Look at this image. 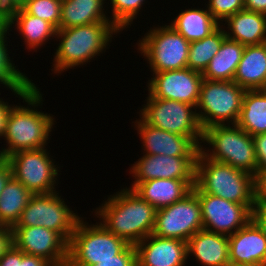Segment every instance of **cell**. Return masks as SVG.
Returning <instances> with one entry per match:
<instances>
[{
	"instance_id": "6da1fadb",
	"label": "cell",
	"mask_w": 266,
	"mask_h": 266,
	"mask_svg": "<svg viewBox=\"0 0 266 266\" xmlns=\"http://www.w3.org/2000/svg\"><path fill=\"white\" fill-rule=\"evenodd\" d=\"M156 211L133 189L125 187L108 196L94 214L108 231L135 245L153 233Z\"/></svg>"
},
{
	"instance_id": "7a4b0ae2",
	"label": "cell",
	"mask_w": 266,
	"mask_h": 266,
	"mask_svg": "<svg viewBox=\"0 0 266 266\" xmlns=\"http://www.w3.org/2000/svg\"><path fill=\"white\" fill-rule=\"evenodd\" d=\"M42 95L40 88L35 85L21 98L27 106H12L2 137L6 147L0 150L1 158H7L17 151L42 149L48 145L56 121L54 115L37 110L44 102Z\"/></svg>"
},
{
	"instance_id": "3957f363",
	"label": "cell",
	"mask_w": 266,
	"mask_h": 266,
	"mask_svg": "<svg viewBox=\"0 0 266 266\" xmlns=\"http://www.w3.org/2000/svg\"><path fill=\"white\" fill-rule=\"evenodd\" d=\"M119 33L121 31L112 22H97L57 29L55 40H60L53 55V68L50 70L60 75L68 69L90 63L91 60L106 52L110 46L109 43L115 37L113 35Z\"/></svg>"
},
{
	"instance_id": "277c9868",
	"label": "cell",
	"mask_w": 266,
	"mask_h": 266,
	"mask_svg": "<svg viewBox=\"0 0 266 266\" xmlns=\"http://www.w3.org/2000/svg\"><path fill=\"white\" fill-rule=\"evenodd\" d=\"M195 185L204 193L245 204L251 210L257 201L255 176L231 165L210 160L201 151L196 160Z\"/></svg>"
},
{
	"instance_id": "5b68a950",
	"label": "cell",
	"mask_w": 266,
	"mask_h": 266,
	"mask_svg": "<svg viewBox=\"0 0 266 266\" xmlns=\"http://www.w3.org/2000/svg\"><path fill=\"white\" fill-rule=\"evenodd\" d=\"M202 142L209 146H200V151L207 158L231 165L256 178L257 158L253 138L237 124L213 125L204 129Z\"/></svg>"
},
{
	"instance_id": "8992f818",
	"label": "cell",
	"mask_w": 266,
	"mask_h": 266,
	"mask_svg": "<svg viewBox=\"0 0 266 266\" xmlns=\"http://www.w3.org/2000/svg\"><path fill=\"white\" fill-rule=\"evenodd\" d=\"M84 222L81 217L68 244L70 266H93L100 260L113 259L129 243L108 231L100 222Z\"/></svg>"
},
{
	"instance_id": "52a82bcc",
	"label": "cell",
	"mask_w": 266,
	"mask_h": 266,
	"mask_svg": "<svg viewBox=\"0 0 266 266\" xmlns=\"http://www.w3.org/2000/svg\"><path fill=\"white\" fill-rule=\"evenodd\" d=\"M245 92L246 89L234 81L203 79L196 106L202 129L213 125L237 124Z\"/></svg>"
},
{
	"instance_id": "ba28073f",
	"label": "cell",
	"mask_w": 266,
	"mask_h": 266,
	"mask_svg": "<svg viewBox=\"0 0 266 266\" xmlns=\"http://www.w3.org/2000/svg\"><path fill=\"white\" fill-rule=\"evenodd\" d=\"M136 44V49L147 60L150 72L187 68L190 42L170 24L151 27Z\"/></svg>"
},
{
	"instance_id": "9c48e42d",
	"label": "cell",
	"mask_w": 266,
	"mask_h": 266,
	"mask_svg": "<svg viewBox=\"0 0 266 266\" xmlns=\"http://www.w3.org/2000/svg\"><path fill=\"white\" fill-rule=\"evenodd\" d=\"M139 115L149 124L162 130L190 137L199 147L203 129L196 106L170 99L154 98L149 93Z\"/></svg>"
},
{
	"instance_id": "30bf717a",
	"label": "cell",
	"mask_w": 266,
	"mask_h": 266,
	"mask_svg": "<svg viewBox=\"0 0 266 266\" xmlns=\"http://www.w3.org/2000/svg\"><path fill=\"white\" fill-rule=\"evenodd\" d=\"M58 191L33 194L14 226H40L59 233L68 243L79 216L67 205Z\"/></svg>"
},
{
	"instance_id": "8fae6325",
	"label": "cell",
	"mask_w": 266,
	"mask_h": 266,
	"mask_svg": "<svg viewBox=\"0 0 266 266\" xmlns=\"http://www.w3.org/2000/svg\"><path fill=\"white\" fill-rule=\"evenodd\" d=\"M45 148L21 150L9 155L13 177L32 194H46L56 190L59 167Z\"/></svg>"
},
{
	"instance_id": "7c38bea8",
	"label": "cell",
	"mask_w": 266,
	"mask_h": 266,
	"mask_svg": "<svg viewBox=\"0 0 266 266\" xmlns=\"http://www.w3.org/2000/svg\"><path fill=\"white\" fill-rule=\"evenodd\" d=\"M203 230L201 205L192 190L182 200L157 209L153 235L187 242Z\"/></svg>"
},
{
	"instance_id": "4fadbf2b",
	"label": "cell",
	"mask_w": 266,
	"mask_h": 266,
	"mask_svg": "<svg viewBox=\"0 0 266 266\" xmlns=\"http://www.w3.org/2000/svg\"><path fill=\"white\" fill-rule=\"evenodd\" d=\"M192 190L198 196L206 231L230 236L252 219V210L245 204L204 193L196 185Z\"/></svg>"
},
{
	"instance_id": "5bb4252c",
	"label": "cell",
	"mask_w": 266,
	"mask_h": 266,
	"mask_svg": "<svg viewBox=\"0 0 266 266\" xmlns=\"http://www.w3.org/2000/svg\"><path fill=\"white\" fill-rule=\"evenodd\" d=\"M13 245L27 255L41 257L52 265L68 261V242L57 232L40 226H13Z\"/></svg>"
},
{
	"instance_id": "9a60e30c",
	"label": "cell",
	"mask_w": 266,
	"mask_h": 266,
	"mask_svg": "<svg viewBox=\"0 0 266 266\" xmlns=\"http://www.w3.org/2000/svg\"><path fill=\"white\" fill-rule=\"evenodd\" d=\"M147 82L148 93L154 98L170 99L197 106L202 73L184 68L152 72Z\"/></svg>"
},
{
	"instance_id": "2e32d148",
	"label": "cell",
	"mask_w": 266,
	"mask_h": 266,
	"mask_svg": "<svg viewBox=\"0 0 266 266\" xmlns=\"http://www.w3.org/2000/svg\"><path fill=\"white\" fill-rule=\"evenodd\" d=\"M197 156L144 154L129 169L134 181L153 179H195Z\"/></svg>"
},
{
	"instance_id": "e0dca14e",
	"label": "cell",
	"mask_w": 266,
	"mask_h": 266,
	"mask_svg": "<svg viewBox=\"0 0 266 266\" xmlns=\"http://www.w3.org/2000/svg\"><path fill=\"white\" fill-rule=\"evenodd\" d=\"M134 123L141 139L143 154L197 156L200 147L188 136L171 133L149 125L140 115ZM144 148V149H143Z\"/></svg>"
},
{
	"instance_id": "ac0fdd59",
	"label": "cell",
	"mask_w": 266,
	"mask_h": 266,
	"mask_svg": "<svg viewBox=\"0 0 266 266\" xmlns=\"http://www.w3.org/2000/svg\"><path fill=\"white\" fill-rule=\"evenodd\" d=\"M137 266H185L187 242L153 234L135 244ZM186 262V263H185Z\"/></svg>"
},
{
	"instance_id": "d6986e66",
	"label": "cell",
	"mask_w": 266,
	"mask_h": 266,
	"mask_svg": "<svg viewBox=\"0 0 266 266\" xmlns=\"http://www.w3.org/2000/svg\"><path fill=\"white\" fill-rule=\"evenodd\" d=\"M228 241L231 263L264 266L266 236L252 219L243 228L228 236Z\"/></svg>"
},
{
	"instance_id": "ffe728a7",
	"label": "cell",
	"mask_w": 266,
	"mask_h": 266,
	"mask_svg": "<svg viewBox=\"0 0 266 266\" xmlns=\"http://www.w3.org/2000/svg\"><path fill=\"white\" fill-rule=\"evenodd\" d=\"M133 189L142 199L155 209H160L182 200L192 191L195 179H153L133 182Z\"/></svg>"
},
{
	"instance_id": "44dd1931",
	"label": "cell",
	"mask_w": 266,
	"mask_h": 266,
	"mask_svg": "<svg viewBox=\"0 0 266 266\" xmlns=\"http://www.w3.org/2000/svg\"><path fill=\"white\" fill-rule=\"evenodd\" d=\"M1 22L10 31L13 28L17 29L19 33L17 35L22 36L21 39L24 40L26 49H29L28 52L37 51L47 41L56 37L57 29L51 23L26 13L22 8L11 11Z\"/></svg>"
},
{
	"instance_id": "7402d4cb",
	"label": "cell",
	"mask_w": 266,
	"mask_h": 266,
	"mask_svg": "<svg viewBox=\"0 0 266 266\" xmlns=\"http://www.w3.org/2000/svg\"><path fill=\"white\" fill-rule=\"evenodd\" d=\"M195 257L201 266H223L229 261L228 236L206 230L196 232L187 241V257Z\"/></svg>"
},
{
	"instance_id": "603a6c76",
	"label": "cell",
	"mask_w": 266,
	"mask_h": 266,
	"mask_svg": "<svg viewBox=\"0 0 266 266\" xmlns=\"http://www.w3.org/2000/svg\"><path fill=\"white\" fill-rule=\"evenodd\" d=\"M224 22L227 38L245 46L266 43V15L243 9Z\"/></svg>"
},
{
	"instance_id": "cb8c5ba5",
	"label": "cell",
	"mask_w": 266,
	"mask_h": 266,
	"mask_svg": "<svg viewBox=\"0 0 266 266\" xmlns=\"http://www.w3.org/2000/svg\"><path fill=\"white\" fill-rule=\"evenodd\" d=\"M233 81L246 90L266 89V43L245 46Z\"/></svg>"
},
{
	"instance_id": "d4e9b609",
	"label": "cell",
	"mask_w": 266,
	"mask_h": 266,
	"mask_svg": "<svg viewBox=\"0 0 266 266\" xmlns=\"http://www.w3.org/2000/svg\"><path fill=\"white\" fill-rule=\"evenodd\" d=\"M107 0H62L59 29L111 22L104 8Z\"/></svg>"
},
{
	"instance_id": "484cf974",
	"label": "cell",
	"mask_w": 266,
	"mask_h": 266,
	"mask_svg": "<svg viewBox=\"0 0 266 266\" xmlns=\"http://www.w3.org/2000/svg\"><path fill=\"white\" fill-rule=\"evenodd\" d=\"M169 24L190 43L209 36L221 25L207 7L181 11Z\"/></svg>"
},
{
	"instance_id": "4316f807",
	"label": "cell",
	"mask_w": 266,
	"mask_h": 266,
	"mask_svg": "<svg viewBox=\"0 0 266 266\" xmlns=\"http://www.w3.org/2000/svg\"><path fill=\"white\" fill-rule=\"evenodd\" d=\"M244 48L245 45L226 37L220 49L202 73L203 79L233 81Z\"/></svg>"
},
{
	"instance_id": "83f0119b",
	"label": "cell",
	"mask_w": 266,
	"mask_h": 266,
	"mask_svg": "<svg viewBox=\"0 0 266 266\" xmlns=\"http://www.w3.org/2000/svg\"><path fill=\"white\" fill-rule=\"evenodd\" d=\"M10 30L0 21V84L7 89H10L15 97L21 99L23 95L36 84L32 79H29L26 74L18 69V66L13 63L9 51L7 50L8 36Z\"/></svg>"
},
{
	"instance_id": "f1b7e54d",
	"label": "cell",
	"mask_w": 266,
	"mask_h": 266,
	"mask_svg": "<svg viewBox=\"0 0 266 266\" xmlns=\"http://www.w3.org/2000/svg\"><path fill=\"white\" fill-rule=\"evenodd\" d=\"M237 125L251 136L266 133V89L246 90Z\"/></svg>"
},
{
	"instance_id": "f546056e",
	"label": "cell",
	"mask_w": 266,
	"mask_h": 266,
	"mask_svg": "<svg viewBox=\"0 0 266 266\" xmlns=\"http://www.w3.org/2000/svg\"><path fill=\"white\" fill-rule=\"evenodd\" d=\"M32 195L20 181L12 177L0 195V225L13 227Z\"/></svg>"
},
{
	"instance_id": "4dcf8cb0",
	"label": "cell",
	"mask_w": 266,
	"mask_h": 266,
	"mask_svg": "<svg viewBox=\"0 0 266 266\" xmlns=\"http://www.w3.org/2000/svg\"><path fill=\"white\" fill-rule=\"evenodd\" d=\"M226 38L225 29L220 25L209 36L190 43L187 68L203 73L211 59L220 49Z\"/></svg>"
},
{
	"instance_id": "1f68e13d",
	"label": "cell",
	"mask_w": 266,
	"mask_h": 266,
	"mask_svg": "<svg viewBox=\"0 0 266 266\" xmlns=\"http://www.w3.org/2000/svg\"><path fill=\"white\" fill-rule=\"evenodd\" d=\"M110 1L111 22L122 32L133 24V20L137 18L141 7L148 0H108Z\"/></svg>"
},
{
	"instance_id": "d6a6232c",
	"label": "cell",
	"mask_w": 266,
	"mask_h": 266,
	"mask_svg": "<svg viewBox=\"0 0 266 266\" xmlns=\"http://www.w3.org/2000/svg\"><path fill=\"white\" fill-rule=\"evenodd\" d=\"M62 0H27L21 7L26 13L41 18L59 29Z\"/></svg>"
},
{
	"instance_id": "836d02e7",
	"label": "cell",
	"mask_w": 266,
	"mask_h": 266,
	"mask_svg": "<svg viewBox=\"0 0 266 266\" xmlns=\"http://www.w3.org/2000/svg\"><path fill=\"white\" fill-rule=\"evenodd\" d=\"M208 11L222 24L228 17L244 9V0H208Z\"/></svg>"
},
{
	"instance_id": "e575fe53",
	"label": "cell",
	"mask_w": 266,
	"mask_h": 266,
	"mask_svg": "<svg viewBox=\"0 0 266 266\" xmlns=\"http://www.w3.org/2000/svg\"><path fill=\"white\" fill-rule=\"evenodd\" d=\"M93 266H137V252L135 245L129 244L120 254L113 259L100 260Z\"/></svg>"
},
{
	"instance_id": "d590c367",
	"label": "cell",
	"mask_w": 266,
	"mask_h": 266,
	"mask_svg": "<svg viewBox=\"0 0 266 266\" xmlns=\"http://www.w3.org/2000/svg\"><path fill=\"white\" fill-rule=\"evenodd\" d=\"M257 158L256 180L266 174V133L252 136Z\"/></svg>"
},
{
	"instance_id": "8d00e7d4",
	"label": "cell",
	"mask_w": 266,
	"mask_h": 266,
	"mask_svg": "<svg viewBox=\"0 0 266 266\" xmlns=\"http://www.w3.org/2000/svg\"><path fill=\"white\" fill-rule=\"evenodd\" d=\"M13 246L12 227L0 225V259Z\"/></svg>"
},
{
	"instance_id": "74e56055",
	"label": "cell",
	"mask_w": 266,
	"mask_h": 266,
	"mask_svg": "<svg viewBox=\"0 0 266 266\" xmlns=\"http://www.w3.org/2000/svg\"><path fill=\"white\" fill-rule=\"evenodd\" d=\"M252 220L266 236V204L256 203L252 209Z\"/></svg>"
},
{
	"instance_id": "f35d334b",
	"label": "cell",
	"mask_w": 266,
	"mask_h": 266,
	"mask_svg": "<svg viewBox=\"0 0 266 266\" xmlns=\"http://www.w3.org/2000/svg\"><path fill=\"white\" fill-rule=\"evenodd\" d=\"M21 250L14 245L0 259V266H20Z\"/></svg>"
},
{
	"instance_id": "ab89813d",
	"label": "cell",
	"mask_w": 266,
	"mask_h": 266,
	"mask_svg": "<svg viewBox=\"0 0 266 266\" xmlns=\"http://www.w3.org/2000/svg\"><path fill=\"white\" fill-rule=\"evenodd\" d=\"M12 177L13 172L10 162L6 158L0 157V195Z\"/></svg>"
},
{
	"instance_id": "60d3db41",
	"label": "cell",
	"mask_w": 266,
	"mask_h": 266,
	"mask_svg": "<svg viewBox=\"0 0 266 266\" xmlns=\"http://www.w3.org/2000/svg\"><path fill=\"white\" fill-rule=\"evenodd\" d=\"M27 0H0V21L11 11L21 8Z\"/></svg>"
},
{
	"instance_id": "b9f144b4",
	"label": "cell",
	"mask_w": 266,
	"mask_h": 266,
	"mask_svg": "<svg viewBox=\"0 0 266 266\" xmlns=\"http://www.w3.org/2000/svg\"><path fill=\"white\" fill-rule=\"evenodd\" d=\"M13 105H9V102H5L0 98V139L2 140L3 135L6 131V123L9 116V111Z\"/></svg>"
},
{
	"instance_id": "7bdbcfd3",
	"label": "cell",
	"mask_w": 266,
	"mask_h": 266,
	"mask_svg": "<svg viewBox=\"0 0 266 266\" xmlns=\"http://www.w3.org/2000/svg\"><path fill=\"white\" fill-rule=\"evenodd\" d=\"M20 266H52V264L41 257L27 255L21 251Z\"/></svg>"
},
{
	"instance_id": "ee69618b",
	"label": "cell",
	"mask_w": 266,
	"mask_h": 266,
	"mask_svg": "<svg viewBox=\"0 0 266 266\" xmlns=\"http://www.w3.org/2000/svg\"><path fill=\"white\" fill-rule=\"evenodd\" d=\"M244 9L266 15V0H244Z\"/></svg>"
},
{
	"instance_id": "f6af8a7d",
	"label": "cell",
	"mask_w": 266,
	"mask_h": 266,
	"mask_svg": "<svg viewBox=\"0 0 266 266\" xmlns=\"http://www.w3.org/2000/svg\"><path fill=\"white\" fill-rule=\"evenodd\" d=\"M266 204V174L257 180V201Z\"/></svg>"
},
{
	"instance_id": "bcb514c9",
	"label": "cell",
	"mask_w": 266,
	"mask_h": 266,
	"mask_svg": "<svg viewBox=\"0 0 266 266\" xmlns=\"http://www.w3.org/2000/svg\"><path fill=\"white\" fill-rule=\"evenodd\" d=\"M223 266H250V265H242V264H235V263L228 262L227 264H224Z\"/></svg>"
},
{
	"instance_id": "7dc6e473",
	"label": "cell",
	"mask_w": 266,
	"mask_h": 266,
	"mask_svg": "<svg viewBox=\"0 0 266 266\" xmlns=\"http://www.w3.org/2000/svg\"><path fill=\"white\" fill-rule=\"evenodd\" d=\"M52 266H70V264L68 262L63 263V264H59V265H52Z\"/></svg>"
}]
</instances>
